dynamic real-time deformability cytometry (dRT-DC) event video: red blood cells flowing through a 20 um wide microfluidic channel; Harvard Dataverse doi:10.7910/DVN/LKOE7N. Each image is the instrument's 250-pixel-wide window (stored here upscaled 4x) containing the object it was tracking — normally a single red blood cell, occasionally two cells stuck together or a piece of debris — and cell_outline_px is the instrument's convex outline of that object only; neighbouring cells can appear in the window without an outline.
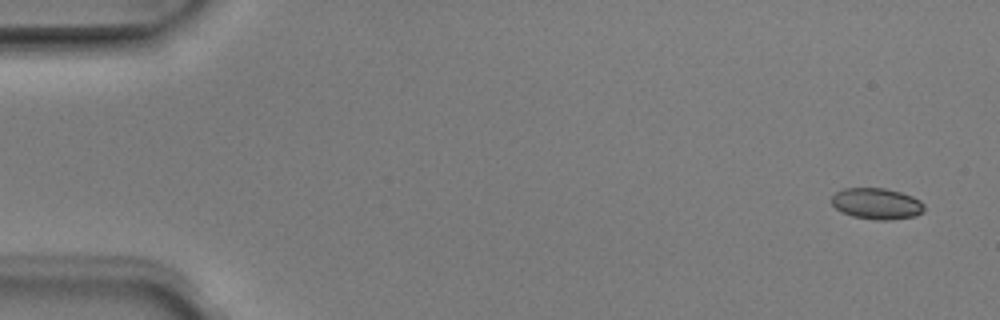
{"species": "Egyptian fruit bat (a non-hibernating species)", "species_latin": "Rousettus aegyptiacus", "temperature_condition": "room temperature", "stored_images_in_passage": 4, "camera_frame_rate_fps": 3000, "um_per_image_px": 0.085, "animal": {"sex": "male"}, "frame": {"image": 1, "passage_image": 1, "time_ms": 0.0, "image_size_px": [1000, 320], "cell_outline_px": [[924, 212], [916, 216], [888, 220], [876, 220], [852, 216], [836, 208], [832, 204], [832, 196], [836, 192], [844, 188], [884, 188], [900, 192], [912, 196], [920, 200], [924, 204]], "centroid_in_image_um": [74.55, 17.31], "position_along_channel_um": 10.5, "area_um2": 16.82}}
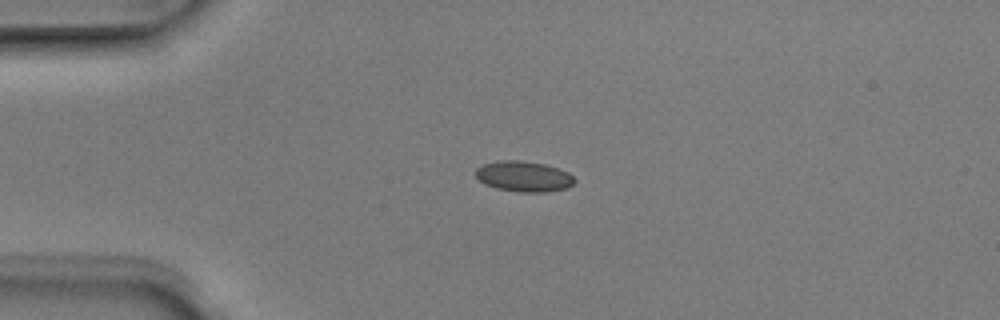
{"frame": {"image": 2, "passage_image": 4, "time_ms": 1.0, "image_size_px": [1000, 320], "cell_outline_px": [[576, 180], [568, 188], [544, 192], [520, 192], [496, 188], [484, 184], [476, 176], [476, 168], [484, 164], [500, 160], [520, 160], [544, 164], [560, 168], [568, 172]], "centroid_in_image_um": [44.53, 14.99], "position_along_channel_um": 40.5, "area_um2": 17.63}}